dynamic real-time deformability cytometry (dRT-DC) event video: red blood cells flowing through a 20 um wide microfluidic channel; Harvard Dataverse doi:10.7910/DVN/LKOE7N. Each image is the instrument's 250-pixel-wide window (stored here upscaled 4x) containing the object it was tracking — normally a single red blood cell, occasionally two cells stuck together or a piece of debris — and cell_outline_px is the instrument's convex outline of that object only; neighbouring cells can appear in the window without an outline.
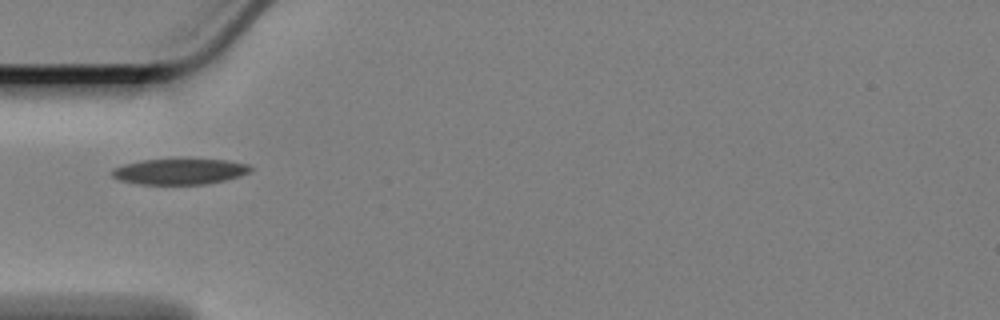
{"species": "Egyptian fruit bat (a non-hibernating species)", "species_latin": "Rousettus aegyptiacus", "temperature_condition": "cold", "stored_images_in_passage": 40, "camera_frame_rate_fps": 3000, "um_per_image_px": 0.085, "animal": {"sex": "female"}, "frame": {"image": 1, "passage_image": 1, "time_ms": 0.0, "image_size_px": [1000, 320], "cell_outline_px": [[252, 168], [248, 172], [240, 176], [224, 180], [204, 184], [140, 184], [120, 180], [112, 176], [112, 168], [124, 164], [140, 160], [180, 156], [184, 156], [228, 160], [248, 164]], "centroid_in_image_um": [15.27, 14.51], "position_along_channel_um": 69.7, "area_um2": 21.79}}
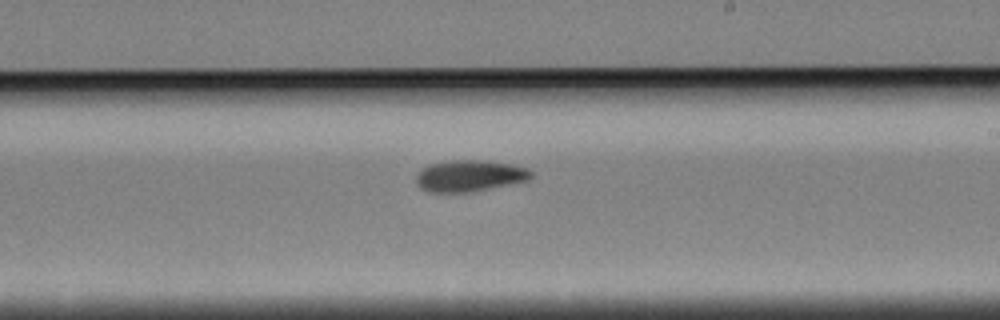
{"frame": {"image": 2, "passage_image": 17, "time_ms": 5.333, "image_size_px": [1000, 320], "cell_outline_px": [[532, 176], [528, 180], [472, 192], [432, 192], [420, 188], [416, 184], [416, 176], [428, 164], [448, 160], [484, 160], [512, 164], [528, 168], [532, 172]], "centroid_in_image_um": [39.92, 14.93], "position_along_channel_um": 249.1, "area_um2": 21.1}}
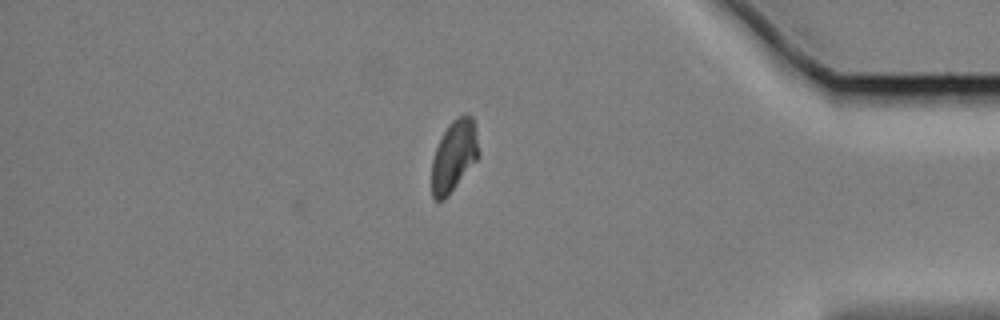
{"frame": {"image": 3, "passage_image": 33, "time_ms": 10.667, "image_size_px": [1000, 320], "cell_outline_px": [[480, 156], [448, 196], [444, 200], [436, 200], [432, 196], [432, 160], [436, 148], [448, 124], [456, 116], [464, 112], [472, 116], [476, 128], [480, 152]], "centroid_in_image_um": [38.62, 13.21], "position_along_channel_um": 396.6, "area_um2": 19.77}, "authors_computed_cell_mechanics": {"area_um2": 20.4034, "velocity_mm_per_s": 3.3511, "shape_relaxation_time_tau1_ms": 8.7399, "shape_relaxation_time_tau2_ms": 6.6552, "deformation_change_tau1": 0.1641, "deformation_change_tau2": 0.104}}